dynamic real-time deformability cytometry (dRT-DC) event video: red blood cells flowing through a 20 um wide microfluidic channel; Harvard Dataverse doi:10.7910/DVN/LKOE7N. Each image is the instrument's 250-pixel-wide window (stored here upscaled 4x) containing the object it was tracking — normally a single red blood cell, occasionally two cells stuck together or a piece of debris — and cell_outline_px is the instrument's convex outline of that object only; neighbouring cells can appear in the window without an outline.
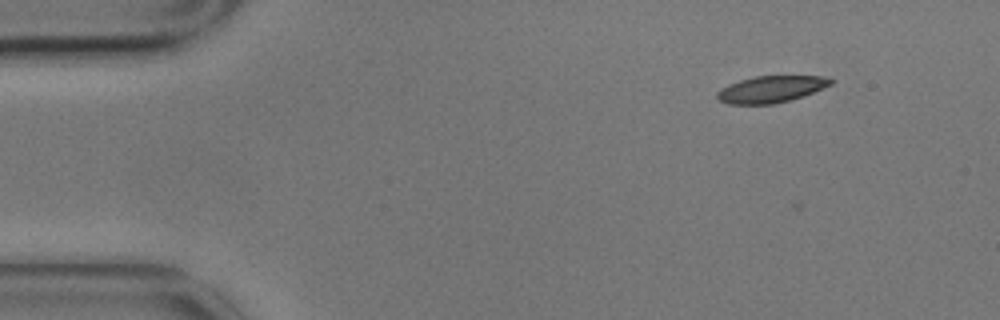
{"species": "common noctule bat (a hibernating species)", "species_latin": "Nyctalus noctula", "temperature_condition": "cold", "stored_images_in_passage": 4, "camera_frame_rate_fps": 3000, "um_per_image_px": 0.085, "animal": {"sex": "male", "body_mass_g": 17.9}, "frame": {"image": 1, "passage_image": 2, "time_ms": 0.333, "image_size_px": [1000, 320], "cell_outline_px": [[836, 80], [832, 84], [804, 96], [772, 104], [728, 104], [720, 100], [716, 96], [716, 92], [720, 88], [728, 84], [740, 80], [756, 76], [824, 76]], "centroid_in_image_um": [65.54, 7.58], "position_along_channel_um": 19.5, "area_um2": 17.69}}
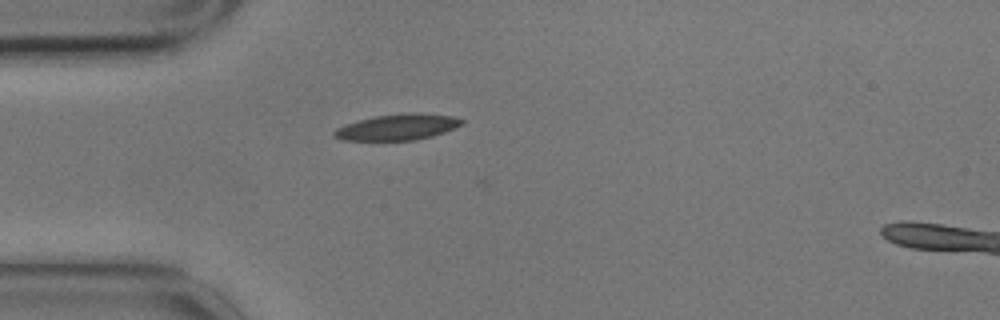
{"frame": {"image": 2, "passage_image": 4, "time_ms": 1.0, "image_size_px": [1000, 320], "cell_outline_px": [[464, 124], [456, 128], [432, 136], [416, 140], [340, 140], [332, 136], [332, 132], [336, 128], [344, 124], [376, 116], [404, 112], [412, 112], [452, 116], [464, 120]], "centroid_in_image_um": [33.78, 10.8], "position_along_channel_um": 51.2, "area_um2": 19.48}}